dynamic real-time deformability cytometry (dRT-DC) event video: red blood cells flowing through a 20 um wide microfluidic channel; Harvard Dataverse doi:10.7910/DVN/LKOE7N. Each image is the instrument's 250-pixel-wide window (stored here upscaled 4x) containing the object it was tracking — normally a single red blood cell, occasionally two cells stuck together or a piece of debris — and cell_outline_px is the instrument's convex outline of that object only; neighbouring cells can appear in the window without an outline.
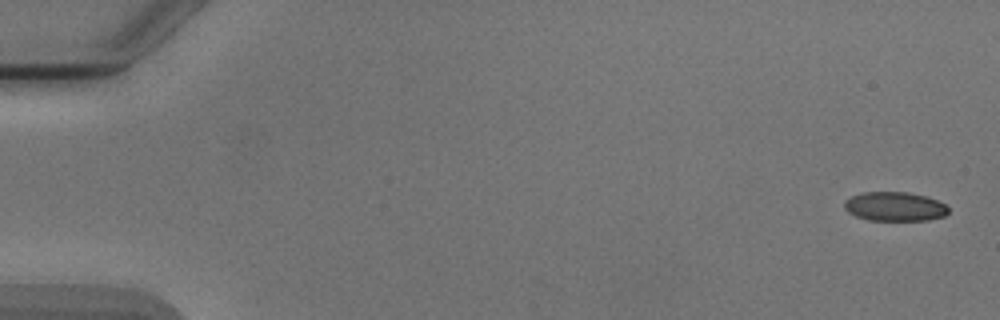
{"species": "Egyptian fruit bat (a non-hibernating species)", "species_latin": "Rousettus aegyptiacus", "temperature_condition": "cold", "stored_images_in_passage": 6, "segment_of_instrument_passage": [1, 2], "camera_frame_rate_fps": 3000, "um_per_image_px": 0.085, "animal": {"sex": "male"}, "frame": {"image": 1, "passage_image": 1, "time_ms": 0.0, "image_size_px": [1000, 320], "cell_outline_px": [[948, 212], [944, 216], [928, 220], [868, 220], [856, 216], [848, 212], [844, 208], [844, 200], [852, 196], [864, 192], [908, 192], [924, 196], [936, 200], [944, 204], [948, 208]], "centroid_in_image_um": [76.03, 17.55], "position_along_channel_um": 9.0, "area_um2": 17.57}}